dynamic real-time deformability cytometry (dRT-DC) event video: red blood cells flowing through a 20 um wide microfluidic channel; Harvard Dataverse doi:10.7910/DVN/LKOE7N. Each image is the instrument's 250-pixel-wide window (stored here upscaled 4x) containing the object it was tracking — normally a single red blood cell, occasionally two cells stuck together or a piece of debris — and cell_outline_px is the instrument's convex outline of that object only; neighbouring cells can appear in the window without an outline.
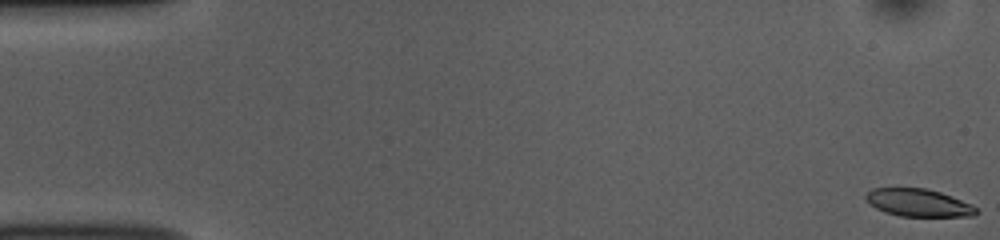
{"species": "common noctule bat (a hibernating species)", "species_latin": "Nyctalus noctula", "temperature_condition": "room temperature", "stored_images_in_passage": 53, "camera_frame_rate_fps": 3000, "um_per_image_px": 0.085, "animal": {"sex": "female", "body_mass_g": 10.0, "forearm_length_mm": 53.1}, "frame": {"image": 1, "passage_image": 1, "time_ms": 0.0, "image_size_px": [1000, 240], "cell_outline_px": [[980, 212], [972, 216], [900, 216], [884, 212], [876, 208], [864, 196], [872, 188], [928, 188], [940, 192], [972, 204]], "centroid_in_image_um": [78.09, 17.23], "position_along_channel_um": 6.9, "area_um2": 17.69}}
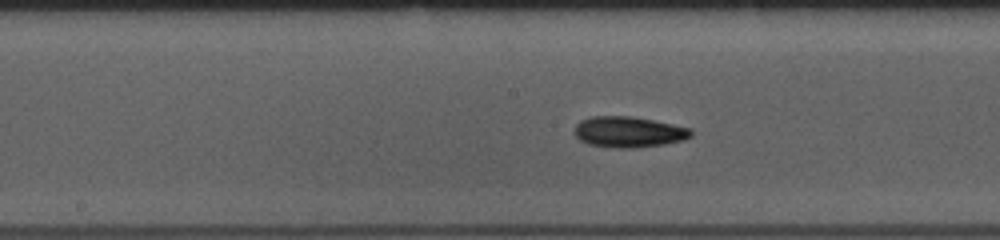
{"frame": {"image": 2, "passage_image": 27, "time_ms": 8.667, "image_size_px": [1000, 240], "cell_outline_px": [[692, 136], [684, 140], [664, 144], [632, 148], [616, 148], [588, 144], [580, 140], [576, 136], [576, 124], [580, 120], [592, 116], [632, 116], [692, 128]], "centroid_in_image_um": [53.45, 11.21], "position_along_channel_um": 194.7, "area_um2": 20.92}}
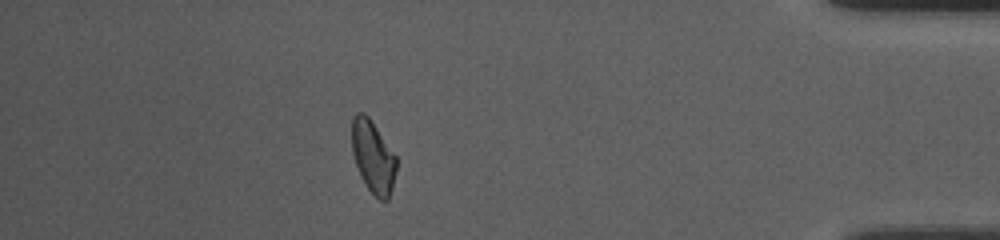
{"frame": {"image": 3, "passage_image": 47, "time_ms": 15.333, "image_size_px": [1000, 240], "cell_outline_px": [[396, 172], [392, 188], [388, 200], [380, 200], [368, 188], [360, 176], [352, 152], [352, 116], [356, 112], [364, 112], [368, 116], [396, 156]], "centroid_in_image_um": [31.7, 13.31], "position_along_channel_um": 403.5, "area_um2": 18.61}, "authors_computed_cell_mechanics": {"area_um2": 19.363, "velocity_mm_per_s": 3.7935, "shape_relaxation_time_tau1_ms": 4.9488, "shape_relaxation_time_tau2_ms": 5.1571, "deformation_change_tau1": 0.1239, "deformation_change_tau2": 0.1119}}